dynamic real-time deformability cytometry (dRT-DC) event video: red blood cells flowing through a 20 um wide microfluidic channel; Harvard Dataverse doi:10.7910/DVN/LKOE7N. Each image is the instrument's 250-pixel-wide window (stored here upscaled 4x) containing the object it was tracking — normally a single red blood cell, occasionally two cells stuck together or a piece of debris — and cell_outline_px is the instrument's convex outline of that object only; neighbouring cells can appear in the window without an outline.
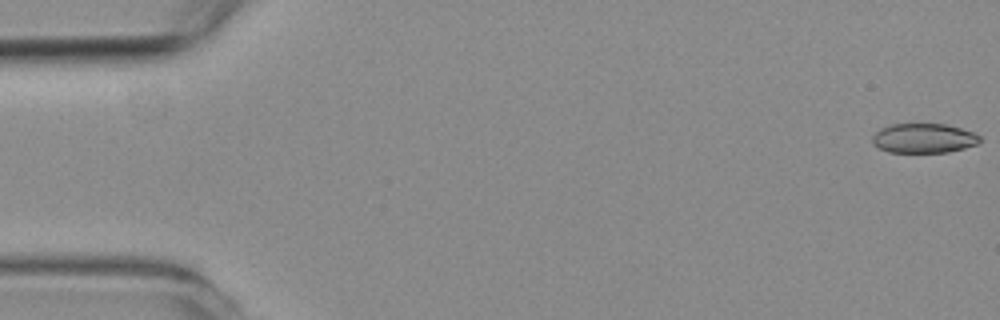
{"species": "common noctule bat (a hibernating species)", "species_latin": "Nyctalus noctula", "temperature_condition": "room temperature", "stored_images_in_passage": 9, "camera_frame_rate_fps": 3000, "um_per_image_px": 0.085, "animal": {"sex": "female", "body_mass_g": 19.3, "forearm_length_mm": 54.1}, "frame": {"image": 1, "passage_image": 1, "time_ms": 0.0, "image_size_px": [1000, 320], "cell_outline_px": [[980, 140], [976, 144], [964, 148], [948, 152], [888, 152], [872, 144], [872, 136], [880, 128], [892, 124], [944, 124], [960, 128], [972, 132], [980, 136]], "centroid_in_image_um": [78.48, 11.75], "position_along_channel_um": 6.5, "area_um2": 18.38}}